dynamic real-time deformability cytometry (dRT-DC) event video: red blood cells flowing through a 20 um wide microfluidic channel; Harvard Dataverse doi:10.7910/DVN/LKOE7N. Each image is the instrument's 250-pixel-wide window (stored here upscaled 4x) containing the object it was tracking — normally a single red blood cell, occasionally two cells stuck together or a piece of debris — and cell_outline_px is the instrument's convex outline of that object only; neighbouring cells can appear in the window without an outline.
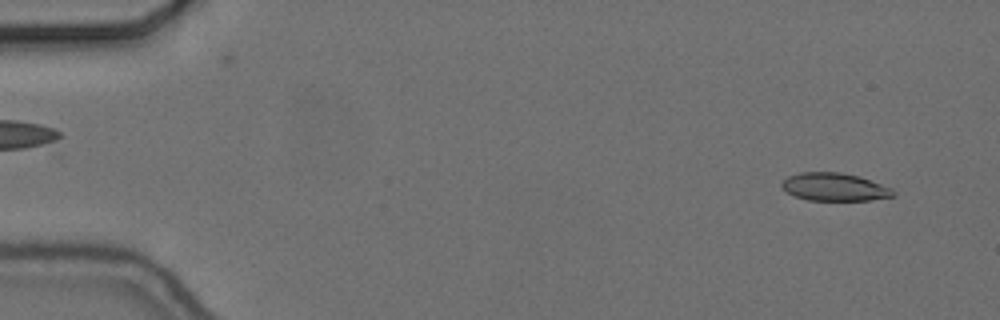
{"species": "common noctule bat (a hibernating species)", "species_latin": "Nyctalus noctula", "temperature_condition": "cold", "stored_images_in_passage": 55, "camera_frame_rate_fps": 3000, "um_per_image_px": 0.085, "animal": {"sex": "female", "body_mass_g": 24.6, "forearm_length_mm": 56.2}, "frame": {"image": 1, "passage_image": 3, "time_ms": 0.667, "image_size_px": [1000, 320], "cell_outline_px": [[896, 196], [872, 200], [808, 200], [796, 196], [788, 192], [780, 184], [788, 176], [800, 172], [840, 172], [860, 176], [892, 188], [896, 192]], "centroid_in_image_um": [70.98, 15.89], "position_along_channel_um": 14.0, "area_um2": 18.15}}
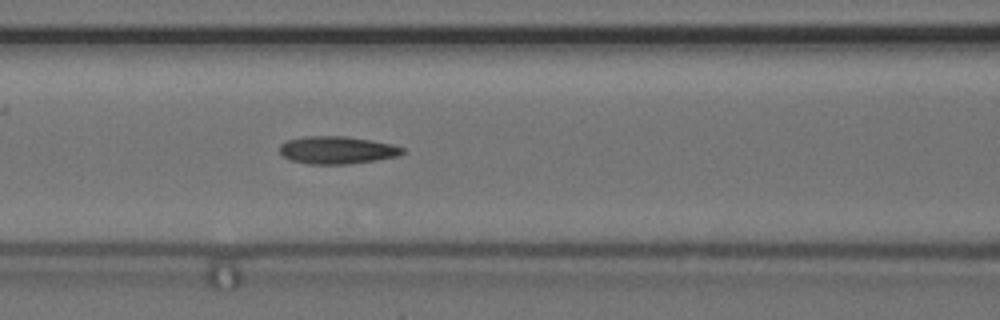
{"frame": {"image": 2, "passage_image": 23, "time_ms": 7.333, "image_size_px": [1000, 320], "cell_outline_px": [[408, 152], [400, 156], [376, 160], [348, 164], [308, 164], [292, 160], [284, 156], [280, 152], [280, 144], [288, 140], [304, 136], [344, 136], [392, 144], [404, 148]], "centroid_in_image_um": [28.69, 12.76], "position_along_channel_um": 137.9, "area_um2": 19.77}}
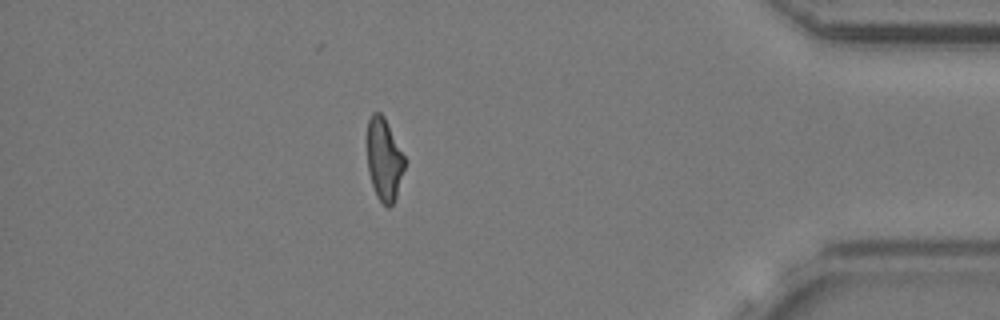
{"frame": {"image": 3, "passage_image": 48, "time_ms": 15.667, "image_size_px": [1000, 320], "cell_outline_px": [[404, 168], [396, 196], [392, 204], [388, 208], [376, 196], [368, 172], [368, 120], [372, 112], [380, 112], [384, 116], [404, 156]], "centroid_in_image_um": [32.64, 13.54], "position_along_channel_um": 402.6, "area_um2": 17.63}, "authors_computed_cell_mechanics": {"area_um2": 19.0162, "velocity_mm_per_s": 3.6734, "shape_relaxation_time_tau1_ms": null, "shape_relaxation_time_tau2_ms": 3.8286, "deformation_change_tau1": null, "deformation_change_tau2": 0.1456}}